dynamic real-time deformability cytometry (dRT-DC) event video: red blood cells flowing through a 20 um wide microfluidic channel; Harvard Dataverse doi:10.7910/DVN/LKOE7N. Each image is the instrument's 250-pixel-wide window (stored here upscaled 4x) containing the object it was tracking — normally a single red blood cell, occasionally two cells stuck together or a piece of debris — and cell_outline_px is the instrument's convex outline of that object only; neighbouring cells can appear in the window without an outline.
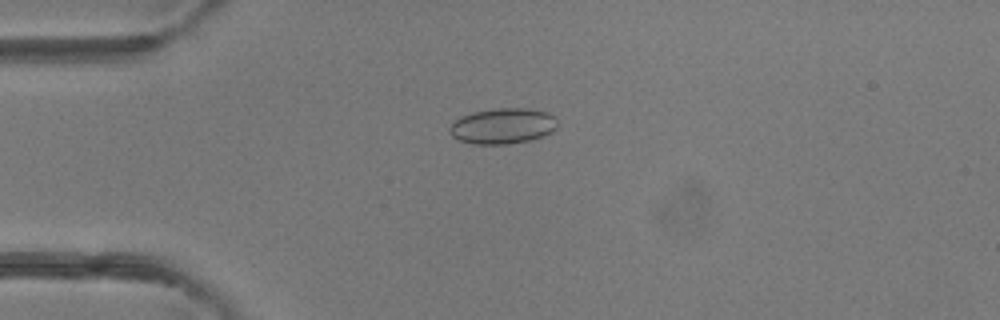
{"species": "common noctule bat (a hibernating species)", "species_latin": "Nyctalus noctula", "temperature_condition": "room temperature", "stored_images_in_passage": 50, "camera_frame_rate_fps": 3000, "um_per_image_px": 0.085, "animal": {"sex": "female"}, "frame": {"image": 1, "passage_image": 13, "time_ms": 4.0, "image_size_px": [1000, 320], "cell_outline_px": [[556, 128], [552, 132], [532, 140], [508, 144], [472, 144], [460, 140], [452, 136], [448, 132], [448, 128], [460, 116], [472, 112], [492, 108], [524, 108], [548, 112], [556, 116]], "centroid_in_image_um": [42.73, 10.7], "position_along_channel_um": 42.3, "area_um2": 22.66}}
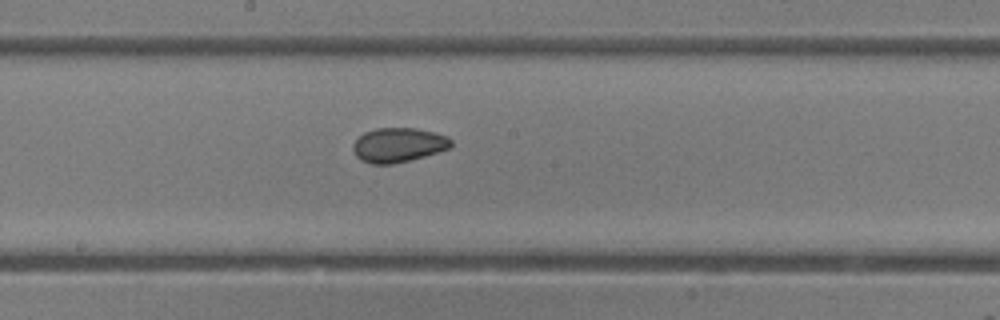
{"frame": {"image": 2, "passage_image": 27, "time_ms": 8.667, "image_size_px": [1000, 320], "cell_outline_px": [[452, 144], [448, 148], [424, 156], [392, 164], [372, 164], [360, 160], [356, 156], [352, 148], [352, 144], [364, 132], [376, 128], [416, 128], [436, 132], [448, 136], [452, 140]], "centroid_in_image_um": [33.84, 12.31], "position_along_channel_um": 214.4, "area_um2": 19.65}}
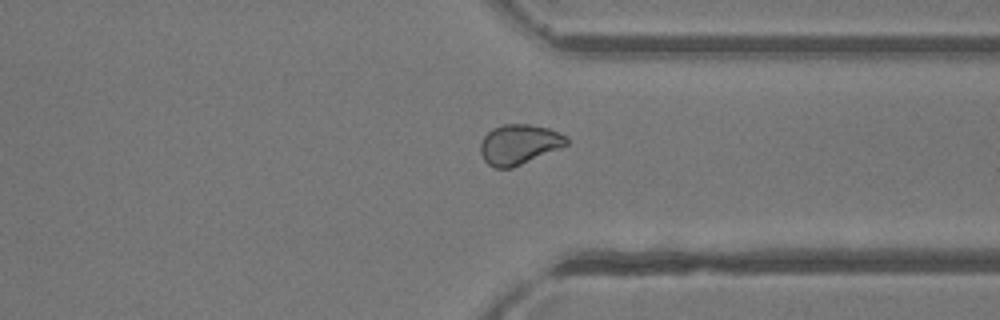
{"frame": {"image": 3, "passage_image": 38, "time_ms": 12.333, "image_size_px": [1000, 320], "cell_outline_px": [[568, 144], [560, 148], [512, 168], [492, 168], [484, 160], [480, 152], [480, 144], [484, 136], [492, 128], [504, 124], [528, 124], [548, 128], [568, 136]], "centroid_in_image_um": [44.11, 12.27], "position_along_channel_um": 367.3, "area_um2": 20.11}, "authors_computed_cell_mechanics": {"area_um2": 20.8369, "velocity_mm_per_s": 4.1991, "shape_relaxation_time_tau1_ms": 4.7622, "shape_relaxation_time_tau2_ms": 2.7355, "deformation_change_tau1": 0.0683, "deformation_change_tau2": 0.061}}